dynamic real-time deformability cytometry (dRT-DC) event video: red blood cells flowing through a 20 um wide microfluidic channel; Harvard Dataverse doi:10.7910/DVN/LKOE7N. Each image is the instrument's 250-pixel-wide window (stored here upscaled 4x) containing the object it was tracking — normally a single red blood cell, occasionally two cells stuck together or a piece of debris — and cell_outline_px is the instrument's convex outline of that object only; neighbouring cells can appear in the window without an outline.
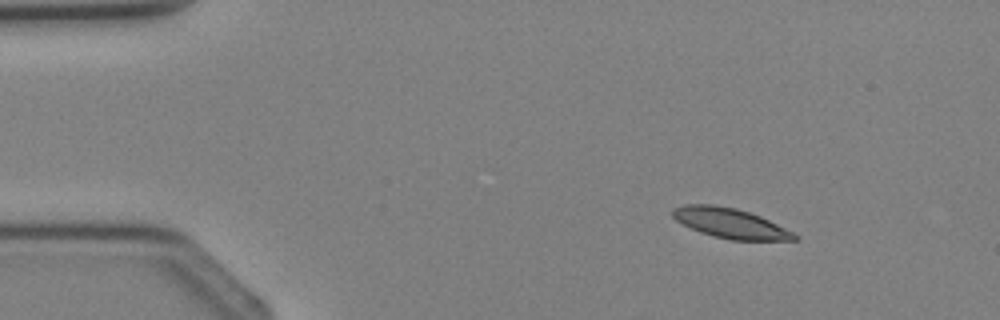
{"species": "Egyptian fruit bat (a non-hibernating species)", "species_latin": "Rousettus aegyptiacus", "temperature_condition": "cold", "stored_images_in_passage": 3, "camera_frame_rate_fps": 3000, "um_per_image_px": 0.085, "animal": {"sex": "female"}, "frame": {"image": 1, "passage_image": 1, "time_ms": 0.0, "image_size_px": [1000, 320], "cell_outline_px": [[800, 240], [732, 240], [700, 232], [676, 220], [672, 216], [672, 208], [684, 204], [712, 204], [736, 208], [760, 216], [792, 232]], "centroid_in_image_um": [62.04, 18.96], "position_along_channel_um": 23.0, "area_um2": 20.92}}
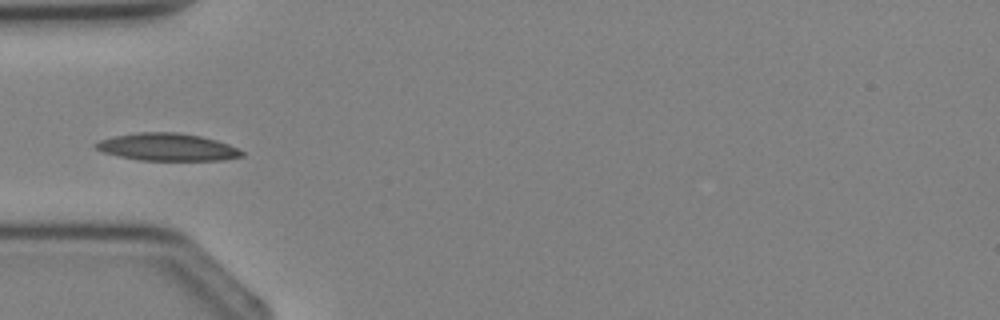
{"frame": {"image": 2, "passage_image": 3, "time_ms": 2.333, "image_size_px": [1000, 320], "cell_outline_px": [[244, 156], [220, 160], [140, 160], [120, 156], [104, 152], [96, 148], [92, 144], [100, 140], [112, 136], [136, 132], [180, 132], [200, 136], [216, 140], [228, 144], [244, 152]], "centroid_in_image_um": [14.2, 12.49], "position_along_channel_um": 70.8, "area_um2": 23.29}}